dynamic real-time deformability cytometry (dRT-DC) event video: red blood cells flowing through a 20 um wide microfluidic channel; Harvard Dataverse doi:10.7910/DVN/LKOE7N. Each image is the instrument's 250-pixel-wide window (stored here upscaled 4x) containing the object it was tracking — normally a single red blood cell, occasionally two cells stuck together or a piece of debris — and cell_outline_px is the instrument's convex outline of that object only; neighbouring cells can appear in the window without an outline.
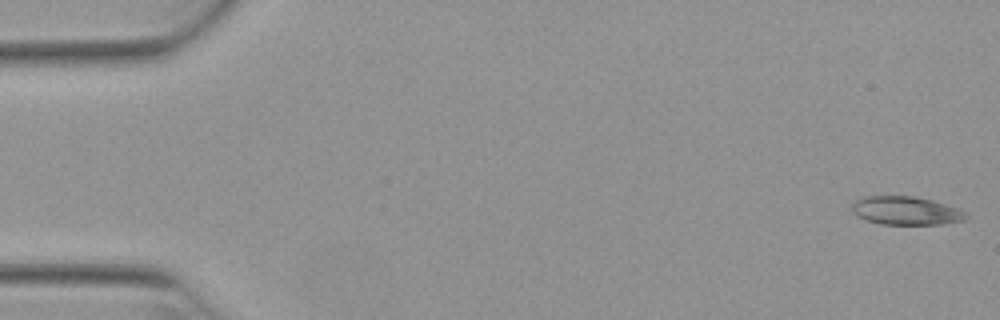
{"species": "Egyptian fruit bat (a non-hibernating species)", "species_latin": "Rousettus aegyptiacus", "temperature_condition": "warm", "stored_images_in_passage": 51, "camera_frame_rate_fps": 3000, "um_per_image_px": 0.085, "animal": {"sex": "female"}, "frame": {"image": 1, "passage_image": 1, "time_ms": 0.0, "image_size_px": [1000, 320], "cell_outline_px": [[968, 216], [964, 220], [944, 224], [880, 224], [864, 220], [856, 216], [852, 212], [852, 204], [856, 200], [864, 196], [912, 196], [932, 200], [960, 208]], "centroid_in_image_um": [76.99, 17.91], "position_along_channel_um": 8.0, "area_um2": 19.02}}
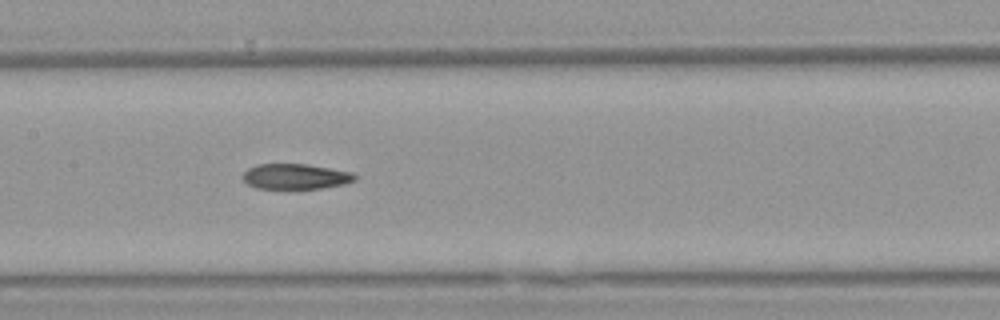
{"frame": {"image": 2, "passage_image": 25, "time_ms": 8.0, "image_size_px": [1000, 320], "cell_outline_px": [[356, 180], [344, 184], [320, 188], [256, 188], [248, 184], [240, 176], [248, 168], [256, 164], [308, 164], [352, 172], [356, 176]], "centroid_in_image_um": [25.1, 14.99], "position_along_channel_um": 182.3, "area_um2": 16.53}}
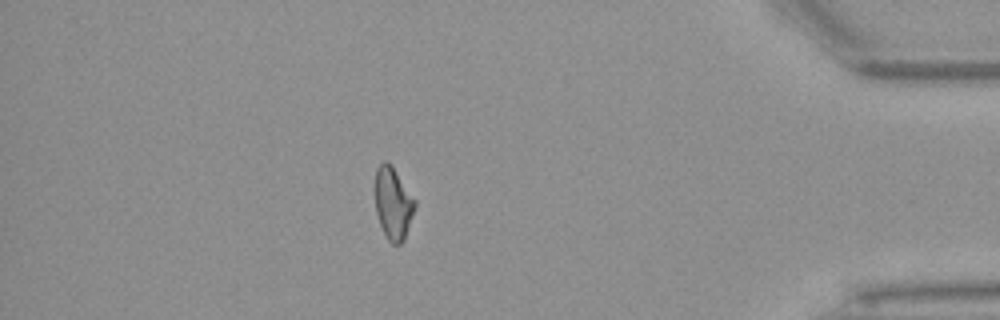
{"frame": {"image": 3, "passage_image": 45, "time_ms": 14.667, "image_size_px": [1000, 320], "cell_outline_px": [[416, 208], [404, 240], [400, 244], [392, 244], [388, 240], [380, 224], [376, 212], [376, 168], [384, 160], [392, 164], [416, 200]], "centroid_in_image_um": [33.44, 17.27], "position_along_channel_um": 401.8, "area_um2": 16.82}, "authors_computed_cell_mechanics": {"area_um2": 17.6868, "velocity_mm_per_s": 3.9518, "shape_relaxation_time_tau1_ms": null, "shape_relaxation_time_tau2_ms": 7.5773, "deformation_change_tau1": null, "deformation_change_tau2": 0.1748}}